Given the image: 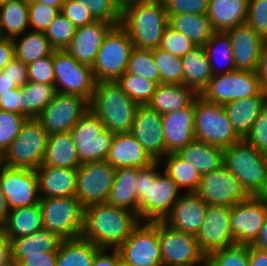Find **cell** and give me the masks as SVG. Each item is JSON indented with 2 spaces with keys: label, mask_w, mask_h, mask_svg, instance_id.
Here are the masks:
<instances>
[{
  "label": "cell",
  "mask_w": 267,
  "mask_h": 266,
  "mask_svg": "<svg viewBox=\"0 0 267 266\" xmlns=\"http://www.w3.org/2000/svg\"><path fill=\"white\" fill-rule=\"evenodd\" d=\"M160 161L138 168L136 180L137 217L140 221H163L183 192L165 172Z\"/></svg>",
  "instance_id": "6da1fadb"
},
{
  "label": "cell",
  "mask_w": 267,
  "mask_h": 266,
  "mask_svg": "<svg viewBox=\"0 0 267 266\" xmlns=\"http://www.w3.org/2000/svg\"><path fill=\"white\" fill-rule=\"evenodd\" d=\"M140 222L131 211L100 203L84 208L81 237L101 249H117Z\"/></svg>",
  "instance_id": "7a4b0ae2"
},
{
  "label": "cell",
  "mask_w": 267,
  "mask_h": 266,
  "mask_svg": "<svg viewBox=\"0 0 267 266\" xmlns=\"http://www.w3.org/2000/svg\"><path fill=\"white\" fill-rule=\"evenodd\" d=\"M120 25L134 47L156 49L169 22L162 0H138L122 7Z\"/></svg>",
  "instance_id": "3957f363"
},
{
  "label": "cell",
  "mask_w": 267,
  "mask_h": 266,
  "mask_svg": "<svg viewBox=\"0 0 267 266\" xmlns=\"http://www.w3.org/2000/svg\"><path fill=\"white\" fill-rule=\"evenodd\" d=\"M90 110L112 133H128L138 108L117 81L98 82L89 103Z\"/></svg>",
  "instance_id": "277c9868"
},
{
  "label": "cell",
  "mask_w": 267,
  "mask_h": 266,
  "mask_svg": "<svg viewBox=\"0 0 267 266\" xmlns=\"http://www.w3.org/2000/svg\"><path fill=\"white\" fill-rule=\"evenodd\" d=\"M223 165L248 196H267V155L241 139L224 149Z\"/></svg>",
  "instance_id": "5b68a950"
},
{
  "label": "cell",
  "mask_w": 267,
  "mask_h": 266,
  "mask_svg": "<svg viewBox=\"0 0 267 266\" xmlns=\"http://www.w3.org/2000/svg\"><path fill=\"white\" fill-rule=\"evenodd\" d=\"M48 138L43 125L36 118H28L1 156V163L11 168L36 170L41 166Z\"/></svg>",
  "instance_id": "8992f818"
},
{
  "label": "cell",
  "mask_w": 267,
  "mask_h": 266,
  "mask_svg": "<svg viewBox=\"0 0 267 266\" xmlns=\"http://www.w3.org/2000/svg\"><path fill=\"white\" fill-rule=\"evenodd\" d=\"M133 48L127 31L121 25L113 26L105 35L91 67L96 83L117 81L126 72Z\"/></svg>",
  "instance_id": "52a82bcc"
},
{
  "label": "cell",
  "mask_w": 267,
  "mask_h": 266,
  "mask_svg": "<svg viewBox=\"0 0 267 266\" xmlns=\"http://www.w3.org/2000/svg\"><path fill=\"white\" fill-rule=\"evenodd\" d=\"M195 139L222 149L241 140L228 119L223 105L210 103L201 96L194 100Z\"/></svg>",
  "instance_id": "ba28073f"
},
{
  "label": "cell",
  "mask_w": 267,
  "mask_h": 266,
  "mask_svg": "<svg viewBox=\"0 0 267 266\" xmlns=\"http://www.w3.org/2000/svg\"><path fill=\"white\" fill-rule=\"evenodd\" d=\"M45 229L63 240L79 238L84 226V207L76 197L40 198Z\"/></svg>",
  "instance_id": "9c48e42d"
},
{
  "label": "cell",
  "mask_w": 267,
  "mask_h": 266,
  "mask_svg": "<svg viewBox=\"0 0 267 266\" xmlns=\"http://www.w3.org/2000/svg\"><path fill=\"white\" fill-rule=\"evenodd\" d=\"M257 95H267L256 71L234 70L213 75L199 94L210 103L224 105L228 102Z\"/></svg>",
  "instance_id": "30bf717a"
},
{
  "label": "cell",
  "mask_w": 267,
  "mask_h": 266,
  "mask_svg": "<svg viewBox=\"0 0 267 266\" xmlns=\"http://www.w3.org/2000/svg\"><path fill=\"white\" fill-rule=\"evenodd\" d=\"M116 250L130 266H162L159 221H140Z\"/></svg>",
  "instance_id": "8fae6325"
},
{
  "label": "cell",
  "mask_w": 267,
  "mask_h": 266,
  "mask_svg": "<svg viewBox=\"0 0 267 266\" xmlns=\"http://www.w3.org/2000/svg\"><path fill=\"white\" fill-rule=\"evenodd\" d=\"M70 134L81 163L106 160L115 136V133L105 129L104 124L90 109L70 130Z\"/></svg>",
  "instance_id": "7c38bea8"
},
{
  "label": "cell",
  "mask_w": 267,
  "mask_h": 266,
  "mask_svg": "<svg viewBox=\"0 0 267 266\" xmlns=\"http://www.w3.org/2000/svg\"><path fill=\"white\" fill-rule=\"evenodd\" d=\"M52 59L56 91L84 97L90 103L96 85L92 68L79 63L66 50H54Z\"/></svg>",
  "instance_id": "4fadbf2b"
},
{
  "label": "cell",
  "mask_w": 267,
  "mask_h": 266,
  "mask_svg": "<svg viewBox=\"0 0 267 266\" xmlns=\"http://www.w3.org/2000/svg\"><path fill=\"white\" fill-rule=\"evenodd\" d=\"M116 169L106 160L82 163L77 169L75 197L84 208L107 202Z\"/></svg>",
  "instance_id": "5bb4252c"
},
{
  "label": "cell",
  "mask_w": 267,
  "mask_h": 266,
  "mask_svg": "<svg viewBox=\"0 0 267 266\" xmlns=\"http://www.w3.org/2000/svg\"><path fill=\"white\" fill-rule=\"evenodd\" d=\"M89 109L84 97L57 92L36 119L49 135L70 132Z\"/></svg>",
  "instance_id": "9a60e30c"
},
{
  "label": "cell",
  "mask_w": 267,
  "mask_h": 266,
  "mask_svg": "<svg viewBox=\"0 0 267 266\" xmlns=\"http://www.w3.org/2000/svg\"><path fill=\"white\" fill-rule=\"evenodd\" d=\"M267 215V196H248L231 207L230 226L236 244L252 245Z\"/></svg>",
  "instance_id": "2e32d148"
},
{
  "label": "cell",
  "mask_w": 267,
  "mask_h": 266,
  "mask_svg": "<svg viewBox=\"0 0 267 266\" xmlns=\"http://www.w3.org/2000/svg\"><path fill=\"white\" fill-rule=\"evenodd\" d=\"M159 244L162 266L207 263L194 235L186 234L159 221Z\"/></svg>",
  "instance_id": "e0dca14e"
},
{
  "label": "cell",
  "mask_w": 267,
  "mask_h": 266,
  "mask_svg": "<svg viewBox=\"0 0 267 266\" xmlns=\"http://www.w3.org/2000/svg\"><path fill=\"white\" fill-rule=\"evenodd\" d=\"M0 185L10 210L38 204L39 181L36 170L0 164Z\"/></svg>",
  "instance_id": "ac0fdd59"
},
{
  "label": "cell",
  "mask_w": 267,
  "mask_h": 266,
  "mask_svg": "<svg viewBox=\"0 0 267 266\" xmlns=\"http://www.w3.org/2000/svg\"><path fill=\"white\" fill-rule=\"evenodd\" d=\"M230 213V206H206L204 222L195 235L199 248L206 257L236 243L230 226Z\"/></svg>",
  "instance_id": "d6986e66"
},
{
  "label": "cell",
  "mask_w": 267,
  "mask_h": 266,
  "mask_svg": "<svg viewBox=\"0 0 267 266\" xmlns=\"http://www.w3.org/2000/svg\"><path fill=\"white\" fill-rule=\"evenodd\" d=\"M207 205L234 206L248 195L229 169H219L202 174L196 191Z\"/></svg>",
  "instance_id": "ffe728a7"
},
{
  "label": "cell",
  "mask_w": 267,
  "mask_h": 266,
  "mask_svg": "<svg viewBox=\"0 0 267 266\" xmlns=\"http://www.w3.org/2000/svg\"><path fill=\"white\" fill-rule=\"evenodd\" d=\"M130 133L154 161L165 156L162 115L148 104L138 106Z\"/></svg>",
  "instance_id": "44dd1931"
},
{
  "label": "cell",
  "mask_w": 267,
  "mask_h": 266,
  "mask_svg": "<svg viewBox=\"0 0 267 266\" xmlns=\"http://www.w3.org/2000/svg\"><path fill=\"white\" fill-rule=\"evenodd\" d=\"M207 204L197 192H183L163 222L172 229L196 235L200 230Z\"/></svg>",
  "instance_id": "7402d4cb"
},
{
  "label": "cell",
  "mask_w": 267,
  "mask_h": 266,
  "mask_svg": "<svg viewBox=\"0 0 267 266\" xmlns=\"http://www.w3.org/2000/svg\"><path fill=\"white\" fill-rule=\"evenodd\" d=\"M225 32L230 38L236 70L257 71L264 39L247 23Z\"/></svg>",
  "instance_id": "603a6c76"
},
{
  "label": "cell",
  "mask_w": 267,
  "mask_h": 266,
  "mask_svg": "<svg viewBox=\"0 0 267 266\" xmlns=\"http://www.w3.org/2000/svg\"><path fill=\"white\" fill-rule=\"evenodd\" d=\"M194 101L187 107L162 115L165 155L177 153L194 139Z\"/></svg>",
  "instance_id": "cb8c5ba5"
},
{
  "label": "cell",
  "mask_w": 267,
  "mask_h": 266,
  "mask_svg": "<svg viewBox=\"0 0 267 266\" xmlns=\"http://www.w3.org/2000/svg\"><path fill=\"white\" fill-rule=\"evenodd\" d=\"M112 27V24L102 20L77 27L72 41L65 50L79 63L92 67L103 39Z\"/></svg>",
  "instance_id": "d4e9b609"
},
{
  "label": "cell",
  "mask_w": 267,
  "mask_h": 266,
  "mask_svg": "<svg viewBox=\"0 0 267 266\" xmlns=\"http://www.w3.org/2000/svg\"><path fill=\"white\" fill-rule=\"evenodd\" d=\"M106 161L115 169L145 168L155 162L130 132L115 134Z\"/></svg>",
  "instance_id": "484cf974"
},
{
  "label": "cell",
  "mask_w": 267,
  "mask_h": 266,
  "mask_svg": "<svg viewBox=\"0 0 267 266\" xmlns=\"http://www.w3.org/2000/svg\"><path fill=\"white\" fill-rule=\"evenodd\" d=\"M36 172L40 198L75 197L77 169L41 165Z\"/></svg>",
  "instance_id": "4316f807"
},
{
  "label": "cell",
  "mask_w": 267,
  "mask_h": 266,
  "mask_svg": "<svg viewBox=\"0 0 267 266\" xmlns=\"http://www.w3.org/2000/svg\"><path fill=\"white\" fill-rule=\"evenodd\" d=\"M267 105V95L238 99L223 105L236 134L243 139Z\"/></svg>",
  "instance_id": "83f0119b"
},
{
  "label": "cell",
  "mask_w": 267,
  "mask_h": 266,
  "mask_svg": "<svg viewBox=\"0 0 267 266\" xmlns=\"http://www.w3.org/2000/svg\"><path fill=\"white\" fill-rule=\"evenodd\" d=\"M249 0H209L207 17L215 31L246 23Z\"/></svg>",
  "instance_id": "f1b7e54d"
},
{
  "label": "cell",
  "mask_w": 267,
  "mask_h": 266,
  "mask_svg": "<svg viewBox=\"0 0 267 266\" xmlns=\"http://www.w3.org/2000/svg\"><path fill=\"white\" fill-rule=\"evenodd\" d=\"M62 240L57 234L45 228L28 236L15 238L11 241V262L18 265L26 255L58 251Z\"/></svg>",
  "instance_id": "f546056e"
},
{
  "label": "cell",
  "mask_w": 267,
  "mask_h": 266,
  "mask_svg": "<svg viewBox=\"0 0 267 266\" xmlns=\"http://www.w3.org/2000/svg\"><path fill=\"white\" fill-rule=\"evenodd\" d=\"M197 96L184 84H158L148 105L163 115L187 108Z\"/></svg>",
  "instance_id": "4dcf8cb0"
},
{
  "label": "cell",
  "mask_w": 267,
  "mask_h": 266,
  "mask_svg": "<svg viewBox=\"0 0 267 266\" xmlns=\"http://www.w3.org/2000/svg\"><path fill=\"white\" fill-rule=\"evenodd\" d=\"M81 164L70 132L49 135L41 165L78 169Z\"/></svg>",
  "instance_id": "1f68e13d"
},
{
  "label": "cell",
  "mask_w": 267,
  "mask_h": 266,
  "mask_svg": "<svg viewBox=\"0 0 267 266\" xmlns=\"http://www.w3.org/2000/svg\"><path fill=\"white\" fill-rule=\"evenodd\" d=\"M183 63V84L198 95L212 78L211 65L203 46H195L181 57Z\"/></svg>",
  "instance_id": "d6a6232c"
},
{
  "label": "cell",
  "mask_w": 267,
  "mask_h": 266,
  "mask_svg": "<svg viewBox=\"0 0 267 266\" xmlns=\"http://www.w3.org/2000/svg\"><path fill=\"white\" fill-rule=\"evenodd\" d=\"M224 149L194 139L190 144L180 149L176 154L192 164L202 175L216 171L223 165Z\"/></svg>",
  "instance_id": "836d02e7"
},
{
  "label": "cell",
  "mask_w": 267,
  "mask_h": 266,
  "mask_svg": "<svg viewBox=\"0 0 267 266\" xmlns=\"http://www.w3.org/2000/svg\"><path fill=\"white\" fill-rule=\"evenodd\" d=\"M137 177L138 168L116 169L114 183L107 203L137 215Z\"/></svg>",
  "instance_id": "e575fe53"
},
{
  "label": "cell",
  "mask_w": 267,
  "mask_h": 266,
  "mask_svg": "<svg viewBox=\"0 0 267 266\" xmlns=\"http://www.w3.org/2000/svg\"><path fill=\"white\" fill-rule=\"evenodd\" d=\"M43 228L42 213L38 203L10 210L2 232L11 242L15 238L28 236Z\"/></svg>",
  "instance_id": "d590c367"
},
{
  "label": "cell",
  "mask_w": 267,
  "mask_h": 266,
  "mask_svg": "<svg viewBox=\"0 0 267 266\" xmlns=\"http://www.w3.org/2000/svg\"><path fill=\"white\" fill-rule=\"evenodd\" d=\"M169 26L186 35L196 46H204L215 32L207 14H177L168 17Z\"/></svg>",
  "instance_id": "8d00e7d4"
},
{
  "label": "cell",
  "mask_w": 267,
  "mask_h": 266,
  "mask_svg": "<svg viewBox=\"0 0 267 266\" xmlns=\"http://www.w3.org/2000/svg\"><path fill=\"white\" fill-rule=\"evenodd\" d=\"M101 250L82 237L62 240L57 251L56 266H92Z\"/></svg>",
  "instance_id": "74e56055"
},
{
  "label": "cell",
  "mask_w": 267,
  "mask_h": 266,
  "mask_svg": "<svg viewBox=\"0 0 267 266\" xmlns=\"http://www.w3.org/2000/svg\"><path fill=\"white\" fill-rule=\"evenodd\" d=\"M29 28L28 1L8 0L0 8V30L3 38L14 39Z\"/></svg>",
  "instance_id": "f35d334b"
},
{
  "label": "cell",
  "mask_w": 267,
  "mask_h": 266,
  "mask_svg": "<svg viewBox=\"0 0 267 266\" xmlns=\"http://www.w3.org/2000/svg\"><path fill=\"white\" fill-rule=\"evenodd\" d=\"M12 40L14 43L15 57L26 65L51 55L55 50L51 46L45 32L30 30Z\"/></svg>",
  "instance_id": "ab89813d"
},
{
  "label": "cell",
  "mask_w": 267,
  "mask_h": 266,
  "mask_svg": "<svg viewBox=\"0 0 267 266\" xmlns=\"http://www.w3.org/2000/svg\"><path fill=\"white\" fill-rule=\"evenodd\" d=\"M203 47L211 65L212 75L224 74L236 70L230 38L226 32L215 31ZM216 58H220L219 61L223 63V65L221 64L223 68H220V66L217 67L219 64Z\"/></svg>",
  "instance_id": "60d3db41"
},
{
  "label": "cell",
  "mask_w": 267,
  "mask_h": 266,
  "mask_svg": "<svg viewBox=\"0 0 267 266\" xmlns=\"http://www.w3.org/2000/svg\"><path fill=\"white\" fill-rule=\"evenodd\" d=\"M163 158L160 160L165 163L163 172L172 178L178 188L180 190L186 188L185 192H196L202 177L199 171L176 153L166 154Z\"/></svg>",
  "instance_id": "b9f144b4"
},
{
  "label": "cell",
  "mask_w": 267,
  "mask_h": 266,
  "mask_svg": "<svg viewBox=\"0 0 267 266\" xmlns=\"http://www.w3.org/2000/svg\"><path fill=\"white\" fill-rule=\"evenodd\" d=\"M21 88L22 115L27 118H37L57 93L54 84L28 81Z\"/></svg>",
  "instance_id": "7bdbcfd3"
},
{
  "label": "cell",
  "mask_w": 267,
  "mask_h": 266,
  "mask_svg": "<svg viewBox=\"0 0 267 266\" xmlns=\"http://www.w3.org/2000/svg\"><path fill=\"white\" fill-rule=\"evenodd\" d=\"M158 67L160 84H183V63L181 57L160 48L152 49Z\"/></svg>",
  "instance_id": "ee69618b"
},
{
  "label": "cell",
  "mask_w": 267,
  "mask_h": 266,
  "mask_svg": "<svg viewBox=\"0 0 267 266\" xmlns=\"http://www.w3.org/2000/svg\"><path fill=\"white\" fill-rule=\"evenodd\" d=\"M126 73L140 76L160 84L158 67L153 58L152 49L134 47L126 68Z\"/></svg>",
  "instance_id": "f6af8a7d"
},
{
  "label": "cell",
  "mask_w": 267,
  "mask_h": 266,
  "mask_svg": "<svg viewBox=\"0 0 267 266\" xmlns=\"http://www.w3.org/2000/svg\"><path fill=\"white\" fill-rule=\"evenodd\" d=\"M117 83L128 97L138 105H146L155 93L157 84L140 76L124 73Z\"/></svg>",
  "instance_id": "bcb514c9"
},
{
  "label": "cell",
  "mask_w": 267,
  "mask_h": 266,
  "mask_svg": "<svg viewBox=\"0 0 267 266\" xmlns=\"http://www.w3.org/2000/svg\"><path fill=\"white\" fill-rule=\"evenodd\" d=\"M207 266H249V245L233 244L206 257Z\"/></svg>",
  "instance_id": "7dc6e473"
},
{
  "label": "cell",
  "mask_w": 267,
  "mask_h": 266,
  "mask_svg": "<svg viewBox=\"0 0 267 266\" xmlns=\"http://www.w3.org/2000/svg\"><path fill=\"white\" fill-rule=\"evenodd\" d=\"M76 27L61 13L50 23L45 35L55 50H65L72 41Z\"/></svg>",
  "instance_id": "c3c4849f"
},
{
  "label": "cell",
  "mask_w": 267,
  "mask_h": 266,
  "mask_svg": "<svg viewBox=\"0 0 267 266\" xmlns=\"http://www.w3.org/2000/svg\"><path fill=\"white\" fill-rule=\"evenodd\" d=\"M87 6L96 20L106 21L118 26L122 19V7L116 0H75Z\"/></svg>",
  "instance_id": "681fc988"
},
{
  "label": "cell",
  "mask_w": 267,
  "mask_h": 266,
  "mask_svg": "<svg viewBox=\"0 0 267 266\" xmlns=\"http://www.w3.org/2000/svg\"><path fill=\"white\" fill-rule=\"evenodd\" d=\"M27 119L24 115L0 110V157L17 137Z\"/></svg>",
  "instance_id": "f907efd6"
},
{
  "label": "cell",
  "mask_w": 267,
  "mask_h": 266,
  "mask_svg": "<svg viewBox=\"0 0 267 266\" xmlns=\"http://www.w3.org/2000/svg\"><path fill=\"white\" fill-rule=\"evenodd\" d=\"M60 13V8L41 2H28L29 27L32 31L45 32Z\"/></svg>",
  "instance_id": "816d5d0a"
},
{
  "label": "cell",
  "mask_w": 267,
  "mask_h": 266,
  "mask_svg": "<svg viewBox=\"0 0 267 266\" xmlns=\"http://www.w3.org/2000/svg\"><path fill=\"white\" fill-rule=\"evenodd\" d=\"M196 45L183 33L174 30L169 25L163 33L158 48L182 57L192 50Z\"/></svg>",
  "instance_id": "f5cc1de1"
},
{
  "label": "cell",
  "mask_w": 267,
  "mask_h": 266,
  "mask_svg": "<svg viewBox=\"0 0 267 266\" xmlns=\"http://www.w3.org/2000/svg\"><path fill=\"white\" fill-rule=\"evenodd\" d=\"M243 140L267 155V105L262 109Z\"/></svg>",
  "instance_id": "db71d44e"
},
{
  "label": "cell",
  "mask_w": 267,
  "mask_h": 266,
  "mask_svg": "<svg viewBox=\"0 0 267 266\" xmlns=\"http://www.w3.org/2000/svg\"><path fill=\"white\" fill-rule=\"evenodd\" d=\"M246 23L267 39V0H249Z\"/></svg>",
  "instance_id": "11a10c76"
},
{
  "label": "cell",
  "mask_w": 267,
  "mask_h": 266,
  "mask_svg": "<svg viewBox=\"0 0 267 266\" xmlns=\"http://www.w3.org/2000/svg\"><path fill=\"white\" fill-rule=\"evenodd\" d=\"M28 81L54 84L55 71L52 54L27 65Z\"/></svg>",
  "instance_id": "9f6ffc18"
},
{
  "label": "cell",
  "mask_w": 267,
  "mask_h": 266,
  "mask_svg": "<svg viewBox=\"0 0 267 266\" xmlns=\"http://www.w3.org/2000/svg\"><path fill=\"white\" fill-rule=\"evenodd\" d=\"M168 17L177 14H207L209 0H162Z\"/></svg>",
  "instance_id": "6f0895ef"
},
{
  "label": "cell",
  "mask_w": 267,
  "mask_h": 266,
  "mask_svg": "<svg viewBox=\"0 0 267 266\" xmlns=\"http://www.w3.org/2000/svg\"><path fill=\"white\" fill-rule=\"evenodd\" d=\"M60 11L76 28L96 21L87 6L75 0H66Z\"/></svg>",
  "instance_id": "680465c9"
},
{
  "label": "cell",
  "mask_w": 267,
  "mask_h": 266,
  "mask_svg": "<svg viewBox=\"0 0 267 266\" xmlns=\"http://www.w3.org/2000/svg\"><path fill=\"white\" fill-rule=\"evenodd\" d=\"M17 87H22L28 82L27 65L14 57L2 70Z\"/></svg>",
  "instance_id": "91938a15"
},
{
  "label": "cell",
  "mask_w": 267,
  "mask_h": 266,
  "mask_svg": "<svg viewBox=\"0 0 267 266\" xmlns=\"http://www.w3.org/2000/svg\"><path fill=\"white\" fill-rule=\"evenodd\" d=\"M0 110L22 115V88L16 87L0 95Z\"/></svg>",
  "instance_id": "94428289"
},
{
  "label": "cell",
  "mask_w": 267,
  "mask_h": 266,
  "mask_svg": "<svg viewBox=\"0 0 267 266\" xmlns=\"http://www.w3.org/2000/svg\"><path fill=\"white\" fill-rule=\"evenodd\" d=\"M57 251L26 255L18 266H56Z\"/></svg>",
  "instance_id": "6125c7cd"
},
{
  "label": "cell",
  "mask_w": 267,
  "mask_h": 266,
  "mask_svg": "<svg viewBox=\"0 0 267 266\" xmlns=\"http://www.w3.org/2000/svg\"><path fill=\"white\" fill-rule=\"evenodd\" d=\"M102 249L94 258L92 266H118L121 261L120 254L116 249Z\"/></svg>",
  "instance_id": "be15d7a7"
},
{
  "label": "cell",
  "mask_w": 267,
  "mask_h": 266,
  "mask_svg": "<svg viewBox=\"0 0 267 266\" xmlns=\"http://www.w3.org/2000/svg\"><path fill=\"white\" fill-rule=\"evenodd\" d=\"M256 72L263 90L267 92V39L263 40Z\"/></svg>",
  "instance_id": "e7e4bbea"
},
{
  "label": "cell",
  "mask_w": 267,
  "mask_h": 266,
  "mask_svg": "<svg viewBox=\"0 0 267 266\" xmlns=\"http://www.w3.org/2000/svg\"><path fill=\"white\" fill-rule=\"evenodd\" d=\"M15 57L14 43L10 38L0 40V70Z\"/></svg>",
  "instance_id": "03108f58"
},
{
  "label": "cell",
  "mask_w": 267,
  "mask_h": 266,
  "mask_svg": "<svg viewBox=\"0 0 267 266\" xmlns=\"http://www.w3.org/2000/svg\"><path fill=\"white\" fill-rule=\"evenodd\" d=\"M11 263V242L0 230V266H9Z\"/></svg>",
  "instance_id": "003e7915"
},
{
  "label": "cell",
  "mask_w": 267,
  "mask_h": 266,
  "mask_svg": "<svg viewBox=\"0 0 267 266\" xmlns=\"http://www.w3.org/2000/svg\"><path fill=\"white\" fill-rule=\"evenodd\" d=\"M249 266H267V251L249 245Z\"/></svg>",
  "instance_id": "a7ac6f4b"
},
{
  "label": "cell",
  "mask_w": 267,
  "mask_h": 266,
  "mask_svg": "<svg viewBox=\"0 0 267 266\" xmlns=\"http://www.w3.org/2000/svg\"><path fill=\"white\" fill-rule=\"evenodd\" d=\"M9 211L10 209L5 198V194L3 193L0 185V230H2L6 225Z\"/></svg>",
  "instance_id": "89a4df30"
},
{
  "label": "cell",
  "mask_w": 267,
  "mask_h": 266,
  "mask_svg": "<svg viewBox=\"0 0 267 266\" xmlns=\"http://www.w3.org/2000/svg\"><path fill=\"white\" fill-rule=\"evenodd\" d=\"M259 250L267 251V215L264 220V225L261 228L257 240L252 244Z\"/></svg>",
  "instance_id": "2644e50d"
},
{
  "label": "cell",
  "mask_w": 267,
  "mask_h": 266,
  "mask_svg": "<svg viewBox=\"0 0 267 266\" xmlns=\"http://www.w3.org/2000/svg\"><path fill=\"white\" fill-rule=\"evenodd\" d=\"M16 87L14 81L0 70V95H2V93L10 92V90L15 89Z\"/></svg>",
  "instance_id": "8c879c8a"
},
{
  "label": "cell",
  "mask_w": 267,
  "mask_h": 266,
  "mask_svg": "<svg viewBox=\"0 0 267 266\" xmlns=\"http://www.w3.org/2000/svg\"><path fill=\"white\" fill-rule=\"evenodd\" d=\"M66 0H31L29 2H41L50 6H55L61 9Z\"/></svg>",
  "instance_id": "753ad0ef"
},
{
  "label": "cell",
  "mask_w": 267,
  "mask_h": 266,
  "mask_svg": "<svg viewBox=\"0 0 267 266\" xmlns=\"http://www.w3.org/2000/svg\"><path fill=\"white\" fill-rule=\"evenodd\" d=\"M116 1L121 5V7H123L126 4H129L131 2H135V1H138V0H116Z\"/></svg>",
  "instance_id": "34e18365"
},
{
  "label": "cell",
  "mask_w": 267,
  "mask_h": 266,
  "mask_svg": "<svg viewBox=\"0 0 267 266\" xmlns=\"http://www.w3.org/2000/svg\"><path fill=\"white\" fill-rule=\"evenodd\" d=\"M176 266H207V263H191L187 265H176Z\"/></svg>",
  "instance_id": "11e5206c"
},
{
  "label": "cell",
  "mask_w": 267,
  "mask_h": 266,
  "mask_svg": "<svg viewBox=\"0 0 267 266\" xmlns=\"http://www.w3.org/2000/svg\"><path fill=\"white\" fill-rule=\"evenodd\" d=\"M8 0H0V8L7 2Z\"/></svg>",
  "instance_id": "2a66077c"
},
{
  "label": "cell",
  "mask_w": 267,
  "mask_h": 266,
  "mask_svg": "<svg viewBox=\"0 0 267 266\" xmlns=\"http://www.w3.org/2000/svg\"><path fill=\"white\" fill-rule=\"evenodd\" d=\"M118 266H130L128 264L123 263L122 261L119 262Z\"/></svg>",
  "instance_id": "b9fcfbb0"
},
{
  "label": "cell",
  "mask_w": 267,
  "mask_h": 266,
  "mask_svg": "<svg viewBox=\"0 0 267 266\" xmlns=\"http://www.w3.org/2000/svg\"><path fill=\"white\" fill-rule=\"evenodd\" d=\"M3 38L2 34H1V30H0V40Z\"/></svg>",
  "instance_id": "09005b40"
},
{
  "label": "cell",
  "mask_w": 267,
  "mask_h": 266,
  "mask_svg": "<svg viewBox=\"0 0 267 266\" xmlns=\"http://www.w3.org/2000/svg\"><path fill=\"white\" fill-rule=\"evenodd\" d=\"M9 266H18V265L11 263Z\"/></svg>",
  "instance_id": "979ff035"
}]
</instances>
